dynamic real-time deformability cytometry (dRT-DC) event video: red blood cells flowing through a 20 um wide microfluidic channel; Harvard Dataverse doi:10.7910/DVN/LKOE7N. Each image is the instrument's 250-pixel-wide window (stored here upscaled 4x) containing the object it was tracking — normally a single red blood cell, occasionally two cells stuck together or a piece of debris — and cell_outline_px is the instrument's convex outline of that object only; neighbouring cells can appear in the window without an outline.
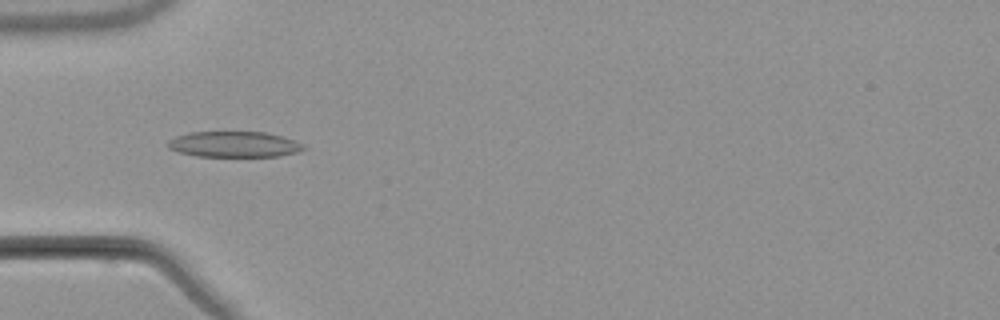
{"species": "common noctule bat (a hibernating species)", "species_latin": "Nyctalus noctula", "temperature_condition": "warm", "stored_images_in_passage": 5, "camera_frame_rate_fps": 3000, "um_per_image_px": 0.085, "animal": {"sex": "male", "body_mass_g": 21.5, "forearm_length_mm": 52.0}, "frame": {"image": 1, "passage_image": 3, "time_ms": 3.333, "image_size_px": [1000, 320], "cell_outline_px": [[304, 148], [296, 152], [280, 156], [196, 156], [180, 152], [168, 148], [168, 140], [176, 136], [188, 132], [264, 132], [280, 136], [304, 144]], "centroid_in_image_um": [19.86, 12.26], "position_along_channel_um": 65.1, "area_um2": 20.11}}
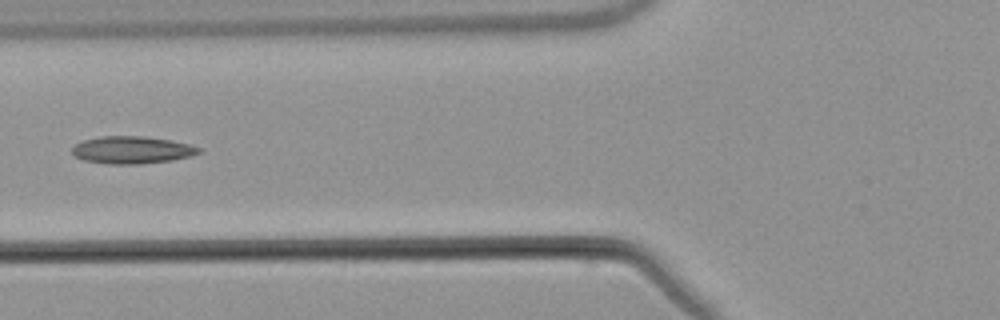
{"frame": {"image": 2, "passage_image": 4, "time_ms": 4.667, "image_size_px": [1000, 320], "cell_outline_px": [[200, 152], [192, 156], [172, 160], [140, 164], [108, 164], [84, 160], [76, 156], [72, 152], [72, 148], [76, 144], [84, 140], [100, 136], [144, 136], [172, 140], [192, 144], [200, 148]], "centroid_in_image_um": [11.26, 12.74], "position_along_channel_um": 114.5, "area_um2": 20.29}}
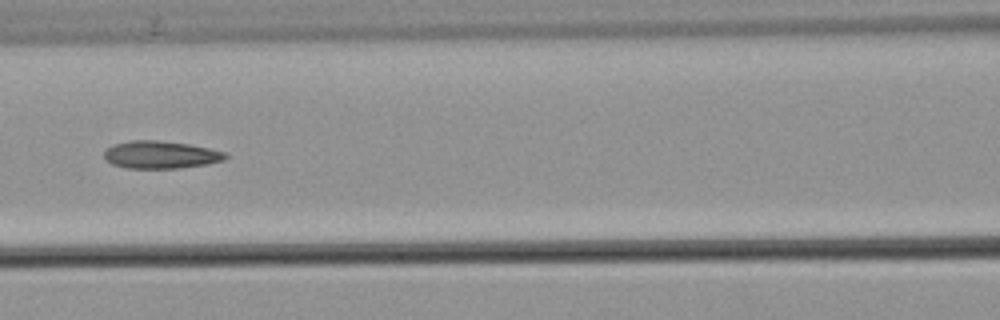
{"frame": {"image": 3, "passage_image": 5, "time_ms": 5.667, "image_size_px": [1000, 320], "cell_outline_px": [[228, 156], [224, 160], [208, 164], [180, 168], [128, 168], [112, 164], [104, 160], [104, 152], [112, 144], [132, 140], [156, 140], [188, 144], [228, 152]], "centroid_in_image_um": [13.66, 13.15], "position_along_channel_um": 152.9, "area_um2": 19.59}}